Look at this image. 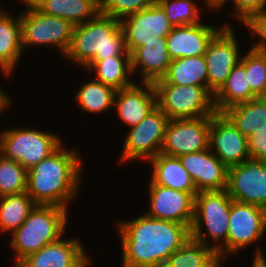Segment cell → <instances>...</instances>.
I'll return each mask as SVG.
<instances>
[{
    "label": "cell",
    "mask_w": 266,
    "mask_h": 267,
    "mask_svg": "<svg viewBox=\"0 0 266 267\" xmlns=\"http://www.w3.org/2000/svg\"><path fill=\"white\" fill-rule=\"evenodd\" d=\"M168 121V117L156 106L139 124L125 129L117 165L121 167L133 161L148 162L161 153Z\"/></svg>",
    "instance_id": "obj_9"
},
{
    "label": "cell",
    "mask_w": 266,
    "mask_h": 267,
    "mask_svg": "<svg viewBox=\"0 0 266 267\" xmlns=\"http://www.w3.org/2000/svg\"><path fill=\"white\" fill-rule=\"evenodd\" d=\"M213 251L190 238L179 250H176L162 267L200 266Z\"/></svg>",
    "instance_id": "obj_34"
},
{
    "label": "cell",
    "mask_w": 266,
    "mask_h": 267,
    "mask_svg": "<svg viewBox=\"0 0 266 267\" xmlns=\"http://www.w3.org/2000/svg\"><path fill=\"white\" fill-rule=\"evenodd\" d=\"M80 71L116 91L130 87L137 81L133 80L131 56H113L105 60L89 61Z\"/></svg>",
    "instance_id": "obj_23"
},
{
    "label": "cell",
    "mask_w": 266,
    "mask_h": 267,
    "mask_svg": "<svg viewBox=\"0 0 266 267\" xmlns=\"http://www.w3.org/2000/svg\"><path fill=\"white\" fill-rule=\"evenodd\" d=\"M244 52L245 54L242 53L240 62L245 66L251 90L259 96L263 92L266 81V54L251 48Z\"/></svg>",
    "instance_id": "obj_33"
},
{
    "label": "cell",
    "mask_w": 266,
    "mask_h": 267,
    "mask_svg": "<svg viewBox=\"0 0 266 267\" xmlns=\"http://www.w3.org/2000/svg\"><path fill=\"white\" fill-rule=\"evenodd\" d=\"M245 136L266 126V99L255 98L229 107L223 112Z\"/></svg>",
    "instance_id": "obj_29"
},
{
    "label": "cell",
    "mask_w": 266,
    "mask_h": 267,
    "mask_svg": "<svg viewBox=\"0 0 266 267\" xmlns=\"http://www.w3.org/2000/svg\"><path fill=\"white\" fill-rule=\"evenodd\" d=\"M171 62L167 38L152 35V38L131 54L134 80L138 77V82L155 83L166 75Z\"/></svg>",
    "instance_id": "obj_21"
},
{
    "label": "cell",
    "mask_w": 266,
    "mask_h": 267,
    "mask_svg": "<svg viewBox=\"0 0 266 267\" xmlns=\"http://www.w3.org/2000/svg\"><path fill=\"white\" fill-rule=\"evenodd\" d=\"M209 148L227 167L250 160L247 137H245L224 114L211 116Z\"/></svg>",
    "instance_id": "obj_16"
},
{
    "label": "cell",
    "mask_w": 266,
    "mask_h": 267,
    "mask_svg": "<svg viewBox=\"0 0 266 267\" xmlns=\"http://www.w3.org/2000/svg\"><path fill=\"white\" fill-rule=\"evenodd\" d=\"M258 97L261 99H266V81L263 87V92Z\"/></svg>",
    "instance_id": "obj_43"
},
{
    "label": "cell",
    "mask_w": 266,
    "mask_h": 267,
    "mask_svg": "<svg viewBox=\"0 0 266 267\" xmlns=\"http://www.w3.org/2000/svg\"><path fill=\"white\" fill-rule=\"evenodd\" d=\"M250 267V265H249ZM251 267H266V256L251 261Z\"/></svg>",
    "instance_id": "obj_42"
},
{
    "label": "cell",
    "mask_w": 266,
    "mask_h": 267,
    "mask_svg": "<svg viewBox=\"0 0 266 267\" xmlns=\"http://www.w3.org/2000/svg\"><path fill=\"white\" fill-rule=\"evenodd\" d=\"M2 3H0L1 5ZM11 11L0 6V74L10 79L24 55L22 47L20 12Z\"/></svg>",
    "instance_id": "obj_22"
},
{
    "label": "cell",
    "mask_w": 266,
    "mask_h": 267,
    "mask_svg": "<svg viewBox=\"0 0 266 267\" xmlns=\"http://www.w3.org/2000/svg\"><path fill=\"white\" fill-rule=\"evenodd\" d=\"M178 158L198 192L226 190L228 167L213 154L210 148L183 154Z\"/></svg>",
    "instance_id": "obj_20"
},
{
    "label": "cell",
    "mask_w": 266,
    "mask_h": 267,
    "mask_svg": "<svg viewBox=\"0 0 266 267\" xmlns=\"http://www.w3.org/2000/svg\"><path fill=\"white\" fill-rule=\"evenodd\" d=\"M67 234L27 255L15 267H92L93 257L84 246L86 244L79 236L69 237Z\"/></svg>",
    "instance_id": "obj_15"
},
{
    "label": "cell",
    "mask_w": 266,
    "mask_h": 267,
    "mask_svg": "<svg viewBox=\"0 0 266 267\" xmlns=\"http://www.w3.org/2000/svg\"><path fill=\"white\" fill-rule=\"evenodd\" d=\"M157 0H100L101 13L117 20L150 7Z\"/></svg>",
    "instance_id": "obj_35"
},
{
    "label": "cell",
    "mask_w": 266,
    "mask_h": 267,
    "mask_svg": "<svg viewBox=\"0 0 266 267\" xmlns=\"http://www.w3.org/2000/svg\"><path fill=\"white\" fill-rule=\"evenodd\" d=\"M228 1L229 0H205V5L209 10L208 12L213 11V14L214 12H219L220 14L221 10H224V7L226 6Z\"/></svg>",
    "instance_id": "obj_41"
},
{
    "label": "cell",
    "mask_w": 266,
    "mask_h": 267,
    "mask_svg": "<svg viewBox=\"0 0 266 267\" xmlns=\"http://www.w3.org/2000/svg\"><path fill=\"white\" fill-rule=\"evenodd\" d=\"M154 84L198 85L208 89V72L204 55L173 59L166 75Z\"/></svg>",
    "instance_id": "obj_27"
},
{
    "label": "cell",
    "mask_w": 266,
    "mask_h": 267,
    "mask_svg": "<svg viewBox=\"0 0 266 267\" xmlns=\"http://www.w3.org/2000/svg\"><path fill=\"white\" fill-rule=\"evenodd\" d=\"M38 11L68 20L74 26L94 19L101 12L100 0H28Z\"/></svg>",
    "instance_id": "obj_25"
},
{
    "label": "cell",
    "mask_w": 266,
    "mask_h": 267,
    "mask_svg": "<svg viewBox=\"0 0 266 267\" xmlns=\"http://www.w3.org/2000/svg\"><path fill=\"white\" fill-rule=\"evenodd\" d=\"M18 1L22 5L20 23L23 52L30 46L31 49L49 46L64 58L72 42L74 25L63 18L38 11L28 0Z\"/></svg>",
    "instance_id": "obj_6"
},
{
    "label": "cell",
    "mask_w": 266,
    "mask_h": 267,
    "mask_svg": "<svg viewBox=\"0 0 266 267\" xmlns=\"http://www.w3.org/2000/svg\"><path fill=\"white\" fill-rule=\"evenodd\" d=\"M199 1L201 2V0H157L156 2L166 13L170 24L177 27L198 24L205 20L201 12L208 8Z\"/></svg>",
    "instance_id": "obj_31"
},
{
    "label": "cell",
    "mask_w": 266,
    "mask_h": 267,
    "mask_svg": "<svg viewBox=\"0 0 266 267\" xmlns=\"http://www.w3.org/2000/svg\"><path fill=\"white\" fill-rule=\"evenodd\" d=\"M0 130V154L29 170L49 157L64 142L59 134L23 125Z\"/></svg>",
    "instance_id": "obj_7"
},
{
    "label": "cell",
    "mask_w": 266,
    "mask_h": 267,
    "mask_svg": "<svg viewBox=\"0 0 266 267\" xmlns=\"http://www.w3.org/2000/svg\"><path fill=\"white\" fill-rule=\"evenodd\" d=\"M264 237L266 238V209L232 200L227 235V259L238 256L254 244L256 248L254 247L253 258L250 260L266 256V251L259 244L264 241Z\"/></svg>",
    "instance_id": "obj_8"
},
{
    "label": "cell",
    "mask_w": 266,
    "mask_h": 267,
    "mask_svg": "<svg viewBox=\"0 0 266 267\" xmlns=\"http://www.w3.org/2000/svg\"><path fill=\"white\" fill-rule=\"evenodd\" d=\"M211 116L169 120L161 153L179 157L209 148Z\"/></svg>",
    "instance_id": "obj_12"
},
{
    "label": "cell",
    "mask_w": 266,
    "mask_h": 267,
    "mask_svg": "<svg viewBox=\"0 0 266 267\" xmlns=\"http://www.w3.org/2000/svg\"><path fill=\"white\" fill-rule=\"evenodd\" d=\"M242 26L251 35L250 48L266 54V11L254 14Z\"/></svg>",
    "instance_id": "obj_36"
},
{
    "label": "cell",
    "mask_w": 266,
    "mask_h": 267,
    "mask_svg": "<svg viewBox=\"0 0 266 267\" xmlns=\"http://www.w3.org/2000/svg\"><path fill=\"white\" fill-rule=\"evenodd\" d=\"M248 151L252 160L266 161V126L247 138Z\"/></svg>",
    "instance_id": "obj_38"
},
{
    "label": "cell",
    "mask_w": 266,
    "mask_h": 267,
    "mask_svg": "<svg viewBox=\"0 0 266 267\" xmlns=\"http://www.w3.org/2000/svg\"><path fill=\"white\" fill-rule=\"evenodd\" d=\"M232 198L226 190L199 191L195 195L191 238L227 259V235Z\"/></svg>",
    "instance_id": "obj_5"
},
{
    "label": "cell",
    "mask_w": 266,
    "mask_h": 267,
    "mask_svg": "<svg viewBox=\"0 0 266 267\" xmlns=\"http://www.w3.org/2000/svg\"><path fill=\"white\" fill-rule=\"evenodd\" d=\"M139 214L114 223L121 243L120 267H162L191 238L190 228Z\"/></svg>",
    "instance_id": "obj_1"
},
{
    "label": "cell",
    "mask_w": 266,
    "mask_h": 267,
    "mask_svg": "<svg viewBox=\"0 0 266 267\" xmlns=\"http://www.w3.org/2000/svg\"><path fill=\"white\" fill-rule=\"evenodd\" d=\"M228 22L218 26L203 20L198 24L173 27L166 37L170 57L173 60L204 55L209 43L225 25L235 26L234 22Z\"/></svg>",
    "instance_id": "obj_18"
},
{
    "label": "cell",
    "mask_w": 266,
    "mask_h": 267,
    "mask_svg": "<svg viewBox=\"0 0 266 267\" xmlns=\"http://www.w3.org/2000/svg\"><path fill=\"white\" fill-rule=\"evenodd\" d=\"M69 212V209L56 205H36L23 224L7 238L13 252L11 267L27 255L62 238L68 230Z\"/></svg>",
    "instance_id": "obj_4"
},
{
    "label": "cell",
    "mask_w": 266,
    "mask_h": 267,
    "mask_svg": "<svg viewBox=\"0 0 266 267\" xmlns=\"http://www.w3.org/2000/svg\"><path fill=\"white\" fill-rule=\"evenodd\" d=\"M233 25H225L209 43L204 58L208 72V90L215 95L225 84L233 67L243 53L239 42L240 33ZM237 34V35H236ZM241 48V49H240Z\"/></svg>",
    "instance_id": "obj_11"
},
{
    "label": "cell",
    "mask_w": 266,
    "mask_h": 267,
    "mask_svg": "<svg viewBox=\"0 0 266 267\" xmlns=\"http://www.w3.org/2000/svg\"><path fill=\"white\" fill-rule=\"evenodd\" d=\"M157 106L154 83L135 82L116 91L113 110L117 120L131 128L139 124Z\"/></svg>",
    "instance_id": "obj_19"
},
{
    "label": "cell",
    "mask_w": 266,
    "mask_h": 267,
    "mask_svg": "<svg viewBox=\"0 0 266 267\" xmlns=\"http://www.w3.org/2000/svg\"><path fill=\"white\" fill-rule=\"evenodd\" d=\"M178 267H195V266L189 265V266H178ZM197 267H226V261L217 252H213L200 266Z\"/></svg>",
    "instance_id": "obj_40"
},
{
    "label": "cell",
    "mask_w": 266,
    "mask_h": 267,
    "mask_svg": "<svg viewBox=\"0 0 266 267\" xmlns=\"http://www.w3.org/2000/svg\"><path fill=\"white\" fill-rule=\"evenodd\" d=\"M226 191L234 201L266 209V161L250 159L228 167Z\"/></svg>",
    "instance_id": "obj_14"
},
{
    "label": "cell",
    "mask_w": 266,
    "mask_h": 267,
    "mask_svg": "<svg viewBox=\"0 0 266 267\" xmlns=\"http://www.w3.org/2000/svg\"><path fill=\"white\" fill-rule=\"evenodd\" d=\"M37 204L27 191L0 197V233H13L27 219Z\"/></svg>",
    "instance_id": "obj_30"
},
{
    "label": "cell",
    "mask_w": 266,
    "mask_h": 267,
    "mask_svg": "<svg viewBox=\"0 0 266 267\" xmlns=\"http://www.w3.org/2000/svg\"><path fill=\"white\" fill-rule=\"evenodd\" d=\"M230 2L233 7H230L232 12L228 14V18L231 14V19H235L238 25H243L254 14L266 11V0H229L226 7Z\"/></svg>",
    "instance_id": "obj_37"
},
{
    "label": "cell",
    "mask_w": 266,
    "mask_h": 267,
    "mask_svg": "<svg viewBox=\"0 0 266 267\" xmlns=\"http://www.w3.org/2000/svg\"><path fill=\"white\" fill-rule=\"evenodd\" d=\"M113 56H131L125 46L120 20L101 12L92 20L74 26L72 42L63 61L82 69L89 61Z\"/></svg>",
    "instance_id": "obj_3"
},
{
    "label": "cell",
    "mask_w": 266,
    "mask_h": 267,
    "mask_svg": "<svg viewBox=\"0 0 266 267\" xmlns=\"http://www.w3.org/2000/svg\"><path fill=\"white\" fill-rule=\"evenodd\" d=\"M5 88L2 87V85L0 84V119L2 120V116L4 114L8 113V109L9 112L11 110L12 105L14 104L13 102V98L11 99V95H9V92H5L4 90ZM7 110V111H6ZM7 112V113H6Z\"/></svg>",
    "instance_id": "obj_39"
},
{
    "label": "cell",
    "mask_w": 266,
    "mask_h": 267,
    "mask_svg": "<svg viewBox=\"0 0 266 267\" xmlns=\"http://www.w3.org/2000/svg\"><path fill=\"white\" fill-rule=\"evenodd\" d=\"M148 209L145 214L154 219L186 224L189 228L194 219L195 195L154 184L148 179Z\"/></svg>",
    "instance_id": "obj_13"
},
{
    "label": "cell",
    "mask_w": 266,
    "mask_h": 267,
    "mask_svg": "<svg viewBox=\"0 0 266 267\" xmlns=\"http://www.w3.org/2000/svg\"><path fill=\"white\" fill-rule=\"evenodd\" d=\"M69 147L63 143L27 170L26 191L37 205H56L70 210L78 200L85 164L79 148Z\"/></svg>",
    "instance_id": "obj_2"
},
{
    "label": "cell",
    "mask_w": 266,
    "mask_h": 267,
    "mask_svg": "<svg viewBox=\"0 0 266 267\" xmlns=\"http://www.w3.org/2000/svg\"><path fill=\"white\" fill-rule=\"evenodd\" d=\"M27 190V170L0 154V197Z\"/></svg>",
    "instance_id": "obj_32"
},
{
    "label": "cell",
    "mask_w": 266,
    "mask_h": 267,
    "mask_svg": "<svg viewBox=\"0 0 266 267\" xmlns=\"http://www.w3.org/2000/svg\"><path fill=\"white\" fill-rule=\"evenodd\" d=\"M147 163L151 169L148 177L154 184L184 192H198L178 157L159 153Z\"/></svg>",
    "instance_id": "obj_24"
},
{
    "label": "cell",
    "mask_w": 266,
    "mask_h": 267,
    "mask_svg": "<svg viewBox=\"0 0 266 267\" xmlns=\"http://www.w3.org/2000/svg\"><path fill=\"white\" fill-rule=\"evenodd\" d=\"M255 98L258 96L251 90L245 66L239 61L231 70L225 84L214 95V105L216 112L223 113L231 106Z\"/></svg>",
    "instance_id": "obj_28"
},
{
    "label": "cell",
    "mask_w": 266,
    "mask_h": 267,
    "mask_svg": "<svg viewBox=\"0 0 266 267\" xmlns=\"http://www.w3.org/2000/svg\"><path fill=\"white\" fill-rule=\"evenodd\" d=\"M127 51L132 54L147 40L156 37H167L173 26L166 13L156 2L146 9L140 10L120 20Z\"/></svg>",
    "instance_id": "obj_17"
},
{
    "label": "cell",
    "mask_w": 266,
    "mask_h": 267,
    "mask_svg": "<svg viewBox=\"0 0 266 267\" xmlns=\"http://www.w3.org/2000/svg\"><path fill=\"white\" fill-rule=\"evenodd\" d=\"M157 106L169 120L212 116L216 113L214 95L203 86L154 84Z\"/></svg>",
    "instance_id": "obj_10"
},
{
    "label": "cell",
    "mask_w": 266,
    "mask_h": 267,
    "mask_svg": "<svg viewBox=\"0 0 266 267\" xmlns=\"http://www.w3.org/2000/svg\"><path fill=\"white\" fill-rule=\"evenodd\" d=\"M88 77L87 81H82L77 91L74 92L73 101L75 105L80 108L79 110L89 115L94 114L100 116L107 112H114V96L116 90L112 87L103 84L102 82L96 81L93 78ZM84 83V84H83ZM106 112V113H105Z\"/></svg>",
    "instance_id": "obj_26"
}]
</instances>
